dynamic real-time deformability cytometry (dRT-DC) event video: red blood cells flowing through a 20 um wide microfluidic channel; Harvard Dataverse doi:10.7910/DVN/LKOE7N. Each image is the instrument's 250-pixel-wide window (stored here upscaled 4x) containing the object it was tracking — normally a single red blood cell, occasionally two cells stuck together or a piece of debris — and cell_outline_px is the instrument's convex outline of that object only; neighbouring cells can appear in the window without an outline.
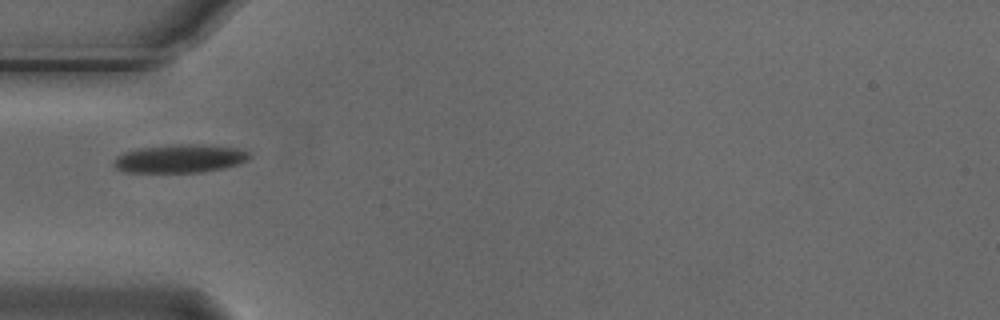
{"species": "Egyptian fruit bat (a non-hibernating species)", "species_latin": "Rousettus aegyptiacus", "temperature_condition": "cold", "stored_images_in_passage": 10, "camera_frame_rate_fps": 3000, "um_per_image_px": 0.085, "animal": {"sex": "male"}, "frame": {"image": 1, "passage_image": 4, "time_ms": 1.0, "image_size_px": [1000, 320], "cell_outline_px": [[252, 156], [248, 160], [240, 164], [224, 168], [204, 172], [124, 172], [116, 168], [112, 164], [116, 156], [124, 152], [140, 148], [172, 144], [200, 144], [236, 148], [248, 152]], "centroid_in_image_um": [15.3, 13.48], "position_along_channel_um": 69.7, "area_um2": 22.54}}
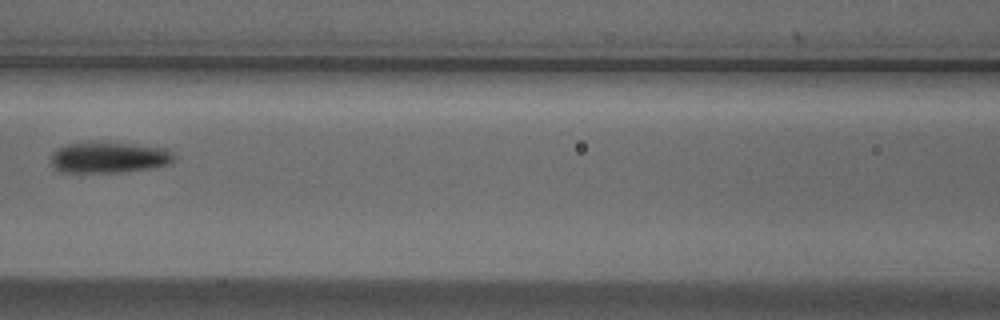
{"frame": {"image": 2, "passage_image": 6, "time_ms": 1.667, "image_size_px": [1000, 320], "cell_outline_px": [[176, 156], [172, 164], [152, 168], [116, 172], [60, 172], [52, 164], [52, 152], [56, 148], [68, 144], [132, 144], [168, 148]], "centroid_in_image_um": [9.33, 13.41], "position_along_channel_um": 157.3, "area_um2": 21.79}}
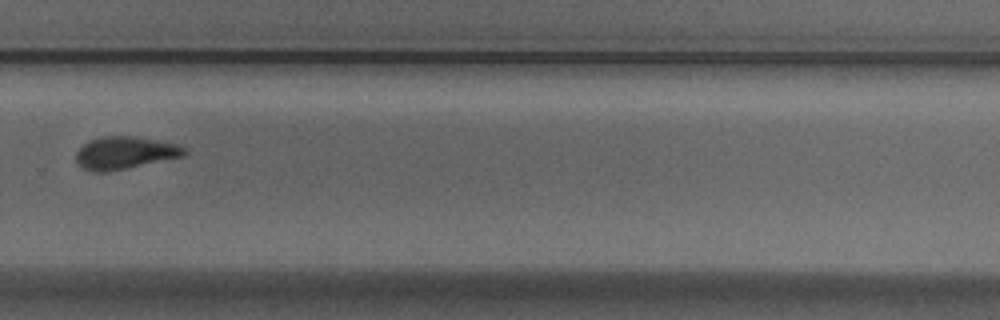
{"frame": {"image": 3, "passage_image": 10, "time_ms": 3.0, "image_size_px": [1000, 320], "cell_outline_px": [[188, 152], [184, 156], [124, 168], [100, 172], [92, 172], [76, 164], [76, 152], [88, 140], [100, 136], [132, 136], [156, 140], [176, 144], [184, 148]], "centroid_in_image_um": [10.57, 12.98], "position_along_channel_um": 319.2, "area_um2": 20.23}}